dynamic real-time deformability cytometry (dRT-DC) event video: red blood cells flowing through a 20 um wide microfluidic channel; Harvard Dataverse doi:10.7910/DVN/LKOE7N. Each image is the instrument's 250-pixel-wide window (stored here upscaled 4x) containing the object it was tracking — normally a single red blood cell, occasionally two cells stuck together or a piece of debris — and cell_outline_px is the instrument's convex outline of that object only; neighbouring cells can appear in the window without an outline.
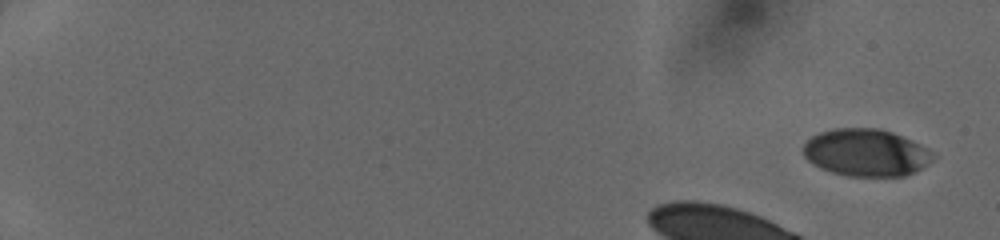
{"species": "human", "species_latin": "Homo sapiens", "temperature_condition": "cold", "stored_images_in_passage": 16, "camera_frame_rate_fps": 3000, "um_per_image_px": 0.085, "donor": {"sex": "female"}, "frame": {"image": 1, "passage_image": 1, "time_ms": 0.0, "image_size_px": [1000, 240], "cell_outline_px": [[936, 156], [928, 164], [904, 176], [848, 176], [832, 172], [820, 168], [812, 164], [804, 156], [804, 144], [812, 136], [820, 132], [836, 128], [880, 128], [892, 132], [912, 140], [928, 148]], "centroid_in_image_um": [73.62, 12.97], "position_along_channel_um": 11.4, "area_um2": 35.72}}